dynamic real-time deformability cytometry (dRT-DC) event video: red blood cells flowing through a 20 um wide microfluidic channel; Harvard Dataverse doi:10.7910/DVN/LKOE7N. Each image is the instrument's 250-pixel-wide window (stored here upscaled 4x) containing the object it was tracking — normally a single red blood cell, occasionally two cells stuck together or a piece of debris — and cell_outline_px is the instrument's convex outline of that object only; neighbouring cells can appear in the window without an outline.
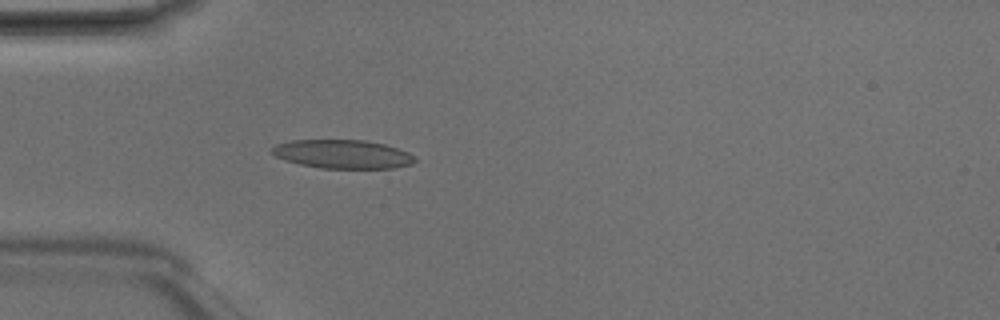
{"species": "Egyptian fruit bat (a non-hibernating species)", "species_latin": "Rousettus aegyptiacus", "temperature_condition": "room temperature", "stored_images_in_passage": 4, "camera_frame_rate_fps": 3000, "um_per_image_px": 0.085, "animal": {"sex": "male"}, "frame": {"image": 1, "passage_image": 4, "time_ms": 1.0, "image_size_px": [1000, 320], "cell_outline_px": [[416, 160], [412, 164], [392, 168], [320, 168], [300, 164], [284, 160], [276, 156], [272, 152], [272, 148], [276, 144], [292, 140], [364, 140], [384, 144], [408, 152], [416, 156]], "centroid_in_image_um": [29.13, 13.1], "position_along_channel_um": 55.9, "area_um2": 23.81}}